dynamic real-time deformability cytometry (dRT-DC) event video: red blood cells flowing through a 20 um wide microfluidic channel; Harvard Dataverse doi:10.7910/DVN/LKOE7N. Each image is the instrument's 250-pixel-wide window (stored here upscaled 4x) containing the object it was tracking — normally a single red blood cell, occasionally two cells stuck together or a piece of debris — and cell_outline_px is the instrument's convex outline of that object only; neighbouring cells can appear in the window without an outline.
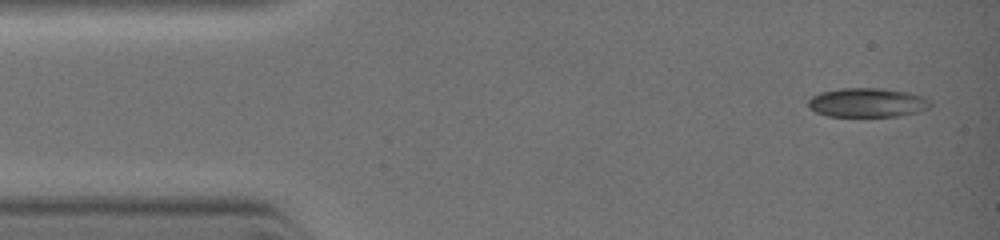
{"species": "common noctule bat (a hibernating species)", "species_latin": "Nyctalus noctula", "temperature_condition": "warm", "stored_images_in_passage": 8, "camera_frame_rate_fps": 3000, "um_per_image_px": 0.085, "animal": {"sex": "female", "body_mass_g": 19.0, "forearm_length_mm": 51.5}, "frame": {"image": 1, "passage_image": 1, "time_ms": 0.0, "image_size_px": [1000, 240], "cell_outline_px": [[932, 104], [928, 108], [916, 112], [900, 116], [828, 116], [816, 112], [808, 108], [808, 100], [812, 96], [820, 92], [840, 88], [880, 88], [908, 92], [924, 96], [932, 100]], "centroid_in_image_um": [73.73, 8.71], "position_along_channel_um": 11.3, "area_um2": 20.92}}
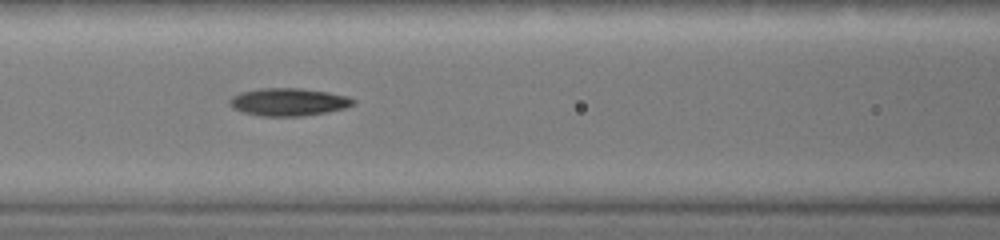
{"frame": {"image": 2, "passage_image": 7, "time_ms": 4.0, "image_size_px": [1000, 240], "cell_outline_px": [[356, 104], [344, 108], [304, 116], [260, 116], [244, 112], [232, 108], [228, 104], [228, 100], [232, 96], [240, 92], [260, 88], [300, 88], [328, 92], [348, 96], [356, 100]], "centroid_in_image_um": [24.5, 8.66], "position_along_channel_um": 142.1, "area_um2": 20.06}}
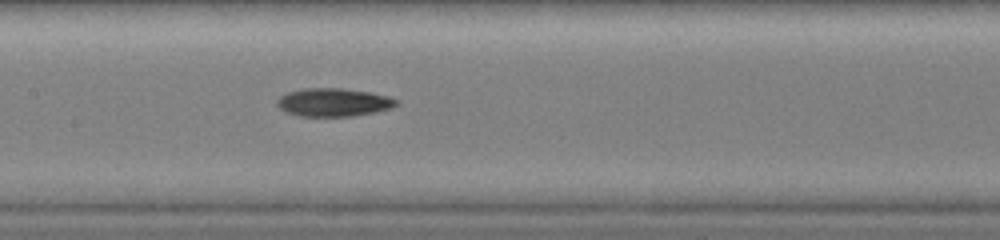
{"frame": {"image": 3, "passage_image": 8, "time_ms": 4.667, "image_size_px": [1000, 240], "cell_outline_px": [[400, 104], [392, 108], [352, 116], [300, 116], [284, 112], [276, 104], [276, 100], [280, 96], [288, 92], [304, 88], [340, 88], [368, 92], [388, 96], [400, 100]], "centroid_in_image_um": [28.35, 8.7], "position_along_channel_um": 179.1, "area_um2": 19.65}}